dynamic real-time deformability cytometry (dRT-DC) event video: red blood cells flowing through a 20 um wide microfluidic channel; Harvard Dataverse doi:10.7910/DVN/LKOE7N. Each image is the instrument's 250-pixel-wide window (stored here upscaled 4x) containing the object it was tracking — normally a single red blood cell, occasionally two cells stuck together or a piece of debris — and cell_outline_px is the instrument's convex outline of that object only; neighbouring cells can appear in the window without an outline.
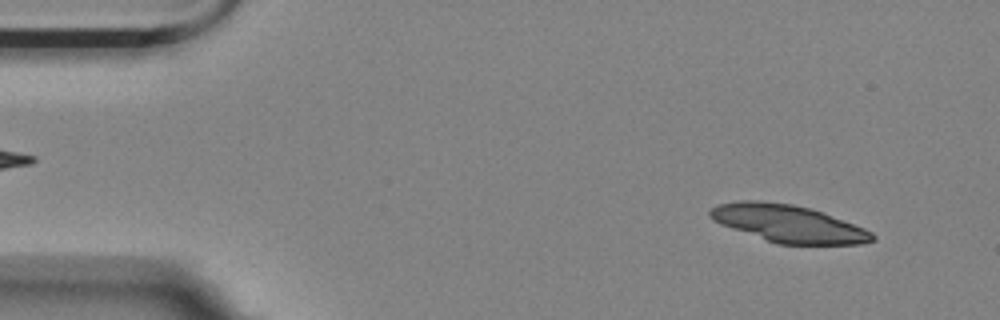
{"species": "Egyptian fruit bat (a non-hibernating species)", "species_latin": "Rousettus aegyptiacus", "temperature_condition": "room temperature", "stored_images_in_passage": 40, "camera_frame_rate_fps": 3000, "um_per_image_px": 0.085, "animal": {"sex": "female"}, "frame": {"image": 1, "passage_image": 4, "time_ms": 1.0, "image_size_px": [1000, 320], "cell_outline_px": [[876, 240], [860, 244], [776, 244], [720, 224], [712, 220], [708, 216], [708, 212], [716, 204], [740, 200], [756, 200], [792, 204], [808, 208], [820, 212], [864, 228], [872, 232], [876, 236]], "centroid_in_image_um": [66.95, 19.01], "position_along_channel_um": 18.0, "area_um2": 35.14}}